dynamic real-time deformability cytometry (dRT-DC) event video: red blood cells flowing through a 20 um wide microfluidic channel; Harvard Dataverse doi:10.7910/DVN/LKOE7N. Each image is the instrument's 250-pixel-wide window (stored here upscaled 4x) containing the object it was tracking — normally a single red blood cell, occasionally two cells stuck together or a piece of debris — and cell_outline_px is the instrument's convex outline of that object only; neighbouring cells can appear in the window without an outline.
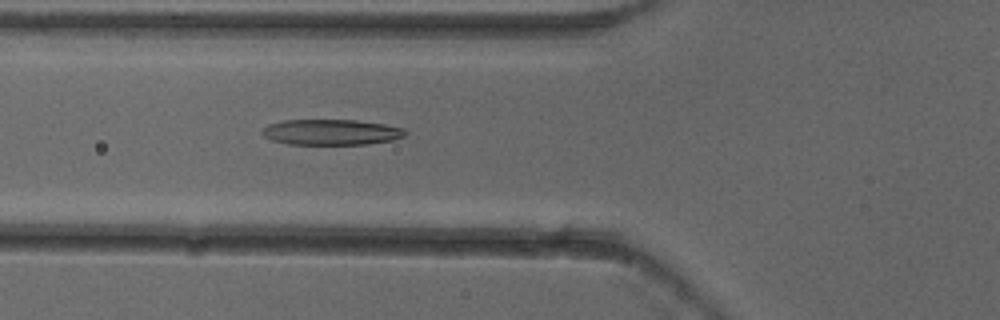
{"species": "common noctule bat (a hibernating species)", "species_latin": "Nyctalus noctula", "temperature_condition": "cold", "stored_images_in_passage": 6, "camera_frame_rate_fps": 3000, "um_per_image_px": 0.085, "animal": {"sex": "female"}, "frame": {"image": 1, "passage_image": 6, "time_ms": 1.667, "image_size_px": [1000, 320], "cell_outline_px": [[408, 132], [404, 136], [392, 140], [368, 144], [288, 144], [272, 140], [264, 136], [260, 132], [268, 124], [284, 120], [356, 120], [384, 124], [404, 128]], "centroid_in_image_um": [28.16, 11.23], "position_along_channel_um": 97.6, "area_um2": 21.39}}